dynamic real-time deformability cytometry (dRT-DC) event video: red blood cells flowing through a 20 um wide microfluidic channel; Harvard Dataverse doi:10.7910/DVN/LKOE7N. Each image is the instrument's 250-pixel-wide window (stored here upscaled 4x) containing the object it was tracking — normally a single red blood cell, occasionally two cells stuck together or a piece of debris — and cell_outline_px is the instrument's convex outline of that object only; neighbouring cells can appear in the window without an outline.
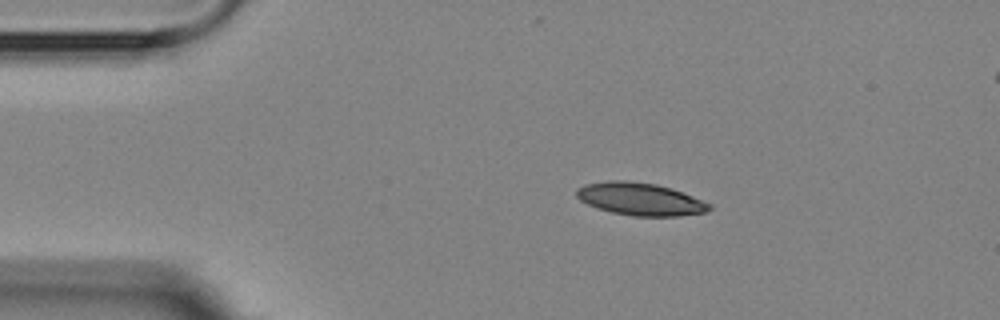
{"species": "Egyptian fruit bat (a non-hibernating species)", "species_latin": "Rousettus aegyptiacus", "temperature_condition": "room temperature", "stored_images_in_passage": 7, "camera_frame_rate_fps": 3000, "um_per_image_px": 0.085, "animal": {"sex": "female"}, "frame": {"image": 1, "passage_image": 2, "time_ms": 1.0, "image_size_px": [1000, 320], "cell_outline_px": [[712, 208], [704, 212], [680, 216], [632, 216], [612, 212], [588, 204], [580, 200], [576, 196], [576, 188], [584, 184], [608, 180], [628, 180], [656, 184], [672, 188], [712, 204]], "centroid_in_image_um": [54.41, 16.91], "position_along_channel_um": 30.6, "area_um2": 25.26}}
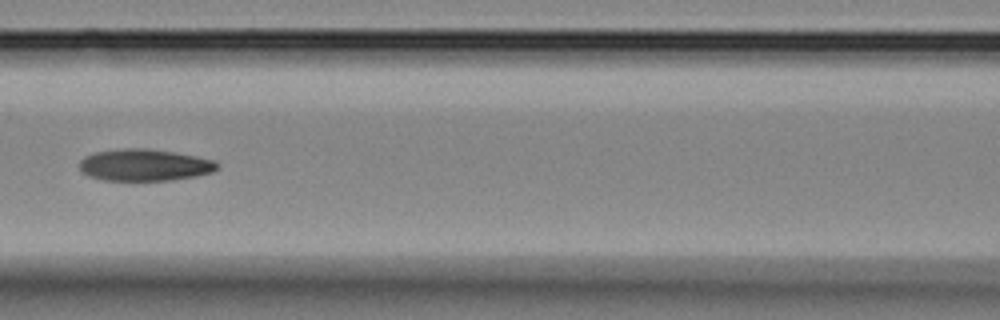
{"frame": {"image": 2, "passage_image": 6, "time_ms": 5.667, "image_size_px": [1000, 320], "cell_outline_px": [[220, 164], [212, 172], [196, 176], [172, 180], [104, 180], [88, 176], [80, 172], [80, 160], [84, 156], [96, 152], [124, 148], [148, 148], [196, 156], [216, 160]], "centroid_in_image_um": [12.28, 14.02], "position_along_channel_um": 154.3, "area_um2": 25.61}}
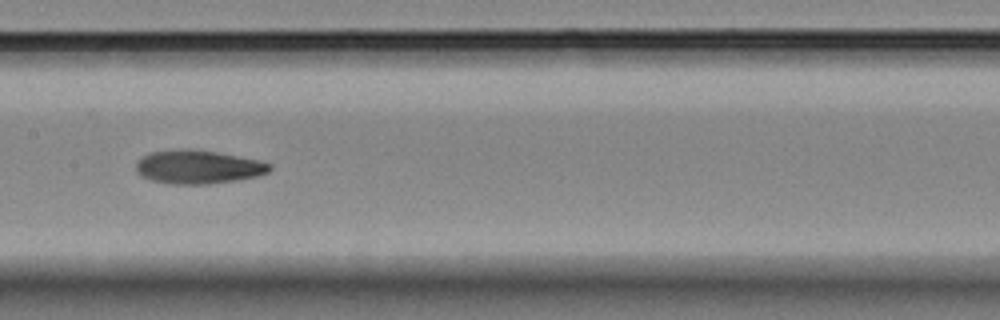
{"frame": {"image": 3, "passage_image": 7, "time_ms": 6.667, "image_size_px": [1000, 320], "cell_outline_px": [[272, 168], [268, 172], [256, 176], [236, 180], [208, 184], [168, 184], [152, 180], [140, 176], [136, 172], [136, 160], [148, 152], [180, 148], [192, 148], [216, 152], [256, 160], [272, 164]], "centroid_in_image_um": [16.76, 14.18], "position_along_channel_um": 190.6, "area_um2": 26.36}}